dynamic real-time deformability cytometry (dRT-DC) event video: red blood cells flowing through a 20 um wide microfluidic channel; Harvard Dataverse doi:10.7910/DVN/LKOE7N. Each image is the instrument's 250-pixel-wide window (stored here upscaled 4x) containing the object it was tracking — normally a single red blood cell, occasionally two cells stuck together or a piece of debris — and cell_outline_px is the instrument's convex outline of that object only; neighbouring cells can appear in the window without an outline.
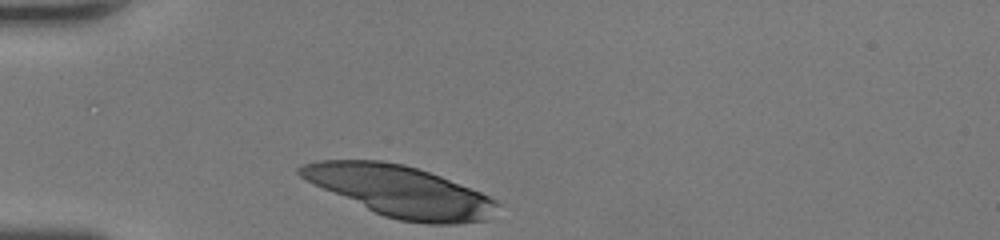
{"species": "human", "species_latin": "Homo sapiens", "temperature_condition": "room temperature", "stored_images_in_passage": 26, "camera_frame_rate_fps": 3000, "um_per_image_px": 0.085, "donor": {"sex": "female"}, "frame": {"image": 1, "passage_image": 1, "time_ms": 0.0, "image_size_px": [1000, 240], "cell_outline_px": [[500, 204], [488, 220], [456, 224], [428, 224], [400, 220], [384, 216], [324, 188], [300, 176], [296, 172], [296, 168], [304, 164], [316, 160], [380, 160], [404, 164], [440, 176], [480, 192], [496, 200]], "centroid_in_image_um": [34.06, 16.25], "position_along_channel_um": 50.9, "area_um2": 57.68}}